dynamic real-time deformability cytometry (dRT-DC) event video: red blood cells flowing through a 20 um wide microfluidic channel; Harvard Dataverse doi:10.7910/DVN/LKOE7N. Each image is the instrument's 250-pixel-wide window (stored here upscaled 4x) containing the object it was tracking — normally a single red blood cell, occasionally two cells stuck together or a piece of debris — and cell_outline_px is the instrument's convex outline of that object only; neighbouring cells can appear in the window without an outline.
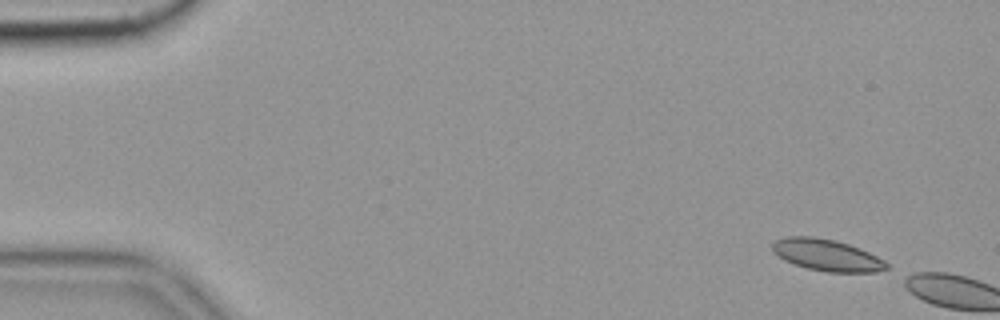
{"species": "common noctule bat (a hibernating species)", "species_latin": "Nyctalus noctula", "temperature_condition": "cold", "stored_images_in_passage": 3, "camera_frame_rate_fps": 3000, "um_per_image_px": 0.085, "animal": {"sex": "female", "body_mass_g": 19.9}, "frame": {"image": 1, "passage_image": 1, "time_ms": 0.0, "image_size_px": [1000, 320], "cell_outline_px": [[888, 268], [876, 272], [828, 272], [808, 268], [784, 260], [772, 252], [772, 244], [776, 240], [788, 236], [812, 236], [836, 240], [860, 248], [884, 260], [888, 264]], "centroid_in_image_um": [70.27, 21.67], "position_along_channel_um": 14.7, "area_um2": 20.98}}